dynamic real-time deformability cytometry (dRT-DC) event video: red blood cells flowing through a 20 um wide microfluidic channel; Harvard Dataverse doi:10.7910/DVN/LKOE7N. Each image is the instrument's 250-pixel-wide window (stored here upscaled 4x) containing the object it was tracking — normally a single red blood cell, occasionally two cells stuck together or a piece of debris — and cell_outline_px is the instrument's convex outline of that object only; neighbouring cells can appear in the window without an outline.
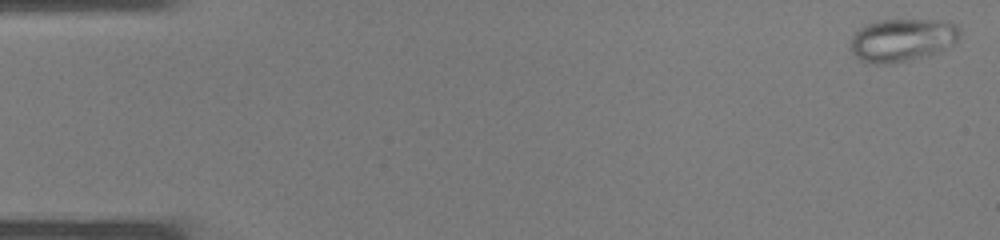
{"species": "common noctule bat (a hibernating species)", "species_latin": "Nyctalus noctula", "temperature_condition": "warm", "stored_images_in_passage": 37, "camera_frame_rate_fps": 3000, "um_per_image_px": 0.085, "animal": {"sex": "male", "body_mass_g": 19.0, "forearm_length_mm": 50.8}, "frame": {"image": 1, "passage_image": 1, "time_ms": 0.0, "image_size_px": [1000, 240], "cell_outline_px": [[960, 32], [956, 40], [936, 52], [928, 56], [888, 64], [872, 64], [860, 60], [852, 52], [852, 36], [860, 28], [868, 24], [880, 20], [928, 20], [956, 24], [960, 28]], "centroid_in_image_um": [76.65, 3.41], "position_along_channel_um": 8.4, "area_um2": 26.76}}
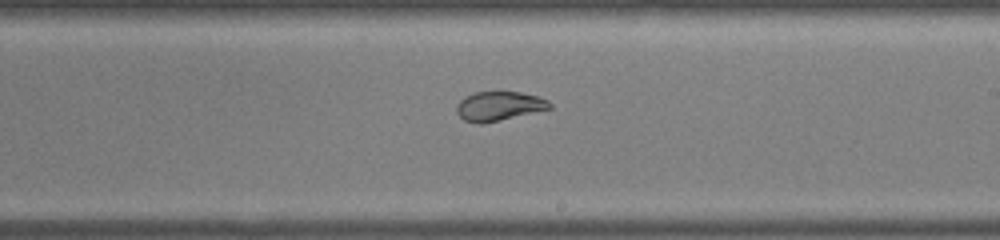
{"frame": {"image": 2, "passage_image": 22, "time_ms": 7.0, "image_size_px": [1000, 240], "cell_outline_px": [[552, 108], [500, 120], [480, 124], [476, 124], [464, 120], [456, 112], [456, 104], [464, 96], [476, 92], [520, 92], [536, 96], [548, 100], [552, 104]], "centroid_in_image_um": [42.38, 9.02], "position_along_channel_um": 246.6, "area_um2": 15.84}}
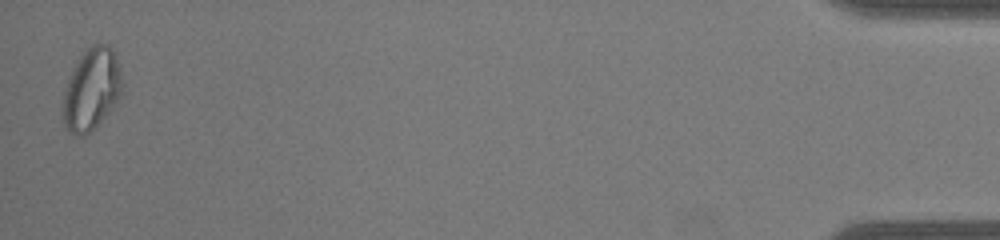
{"frame": {"image": 3, "passage_image": 37, "time_ms": 12.0, "image_size_px": [1000, 240], "cell_outline_px": [[124, 84], [120, 96], [108, 112], [84, 136], [76, 136], [64, 124], [60, 112], [60, 108], [68, 76], [76, 60], [92, 44], [108, 44], [112, 48], [116, 56]], "centroid_in_image_um": [7.75, 7.56], "position_along_channel_um": 427.4, "area_um2": 28.44}}